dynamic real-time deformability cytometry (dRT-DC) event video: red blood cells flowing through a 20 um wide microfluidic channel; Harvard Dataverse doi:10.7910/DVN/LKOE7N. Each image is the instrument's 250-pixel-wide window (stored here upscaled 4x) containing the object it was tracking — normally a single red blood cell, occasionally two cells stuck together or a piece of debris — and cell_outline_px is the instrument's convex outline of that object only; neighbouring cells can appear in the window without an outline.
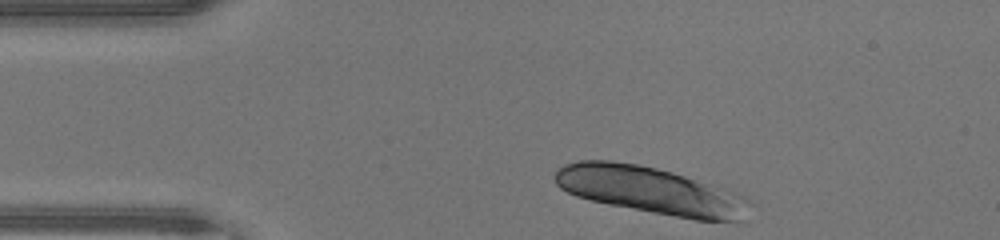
{"species": "human", "species_latin": "Homo sapiens", "temperature_condition": "warm", "stored_images_in_passage": 39, "camera_frame_rate_fps": 3000, "um_per_image_px": 0.085, "donor": {"sex": "male"}, "frame": {"image": 1, "passage_image": 1, "time_ms": 0.0, "image_size_px": [1000, 240], "cell_outline_px": [[752, 204], [740, 220], [696, 220], [608, 204], [576, 196], [560, 188], [556, 184], [556, 168], [564, 164], [580, 160], [612, 160], [640, 164], [672, 172], [712, 184], [748, 196], [752, 200]], "centroid_in_image_um": [55.31, 16.17], "position_along_channel_um": 29.7, "area_um2": 53.41}}